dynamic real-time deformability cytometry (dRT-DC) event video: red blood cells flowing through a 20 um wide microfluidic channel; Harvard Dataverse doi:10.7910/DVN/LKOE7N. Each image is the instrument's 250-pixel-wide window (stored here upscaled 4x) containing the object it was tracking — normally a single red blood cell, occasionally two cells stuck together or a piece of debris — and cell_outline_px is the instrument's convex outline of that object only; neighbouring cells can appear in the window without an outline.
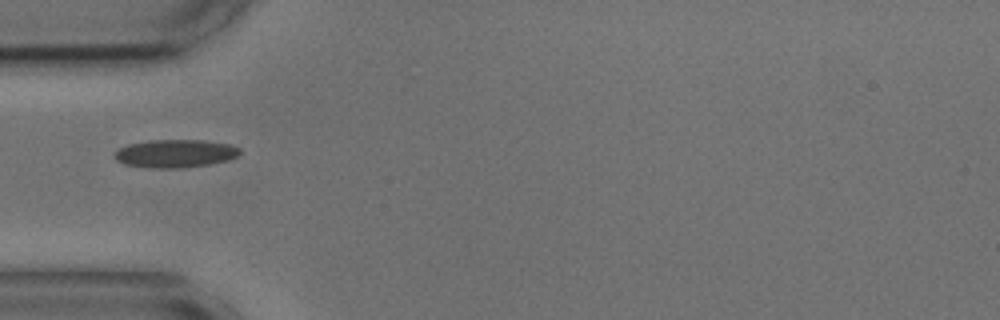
{"species": "common noctule bat (a hibernating species)", "species_latin": "Nyctalus noctula", "temperature_condition": "cold", "stored_images_in_passage": 39, "camera_frame_rate_fps": 3000, "um_per_image_px": 0.085, "animal": {"sex": "male", "body_mass_g": 17.9, "forearm_length_mm": 54.2}, "frame": {"image": 1, "passage_image": 1, "time_ms": 0.0, "image_size_px": [1000, 320], "cell_outline_px": [[240, 152], [236, 156], [228, 160], [208, 164], [176, 168], [152, 168], [124, 164], [116, 160], [112, 156], [112, 152], [116, 148], [128, 144], [148, 140], [204, 140], [232, 144], [240, 148]], "centroid_in_image_um": [14.83, 13.03], "position_along_channel_um": 70.2, "area_um2": 20.69}}
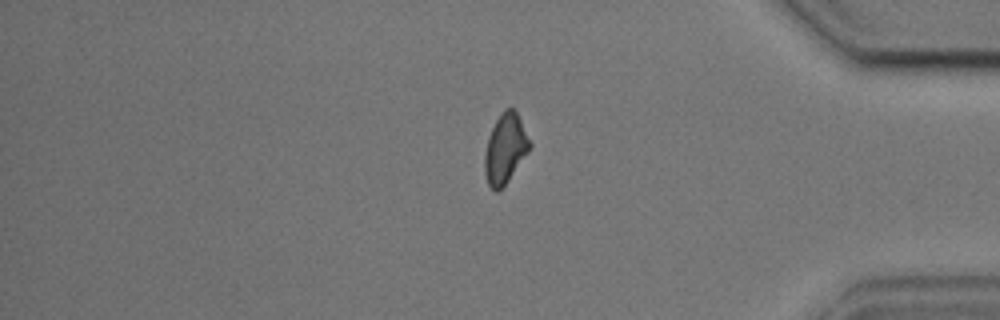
{"frame": {"image": 2, "passage_image": 30, "time_ms": 9.667, "image_size_px": [1000, 320], "cell_outline_px": [[532, 144], [528, 152], [508, 180], [496, 192], [488, 184], [484, 172], [484, 152], [488, 136], [500, 112], [504, 108], [512, 108], [516, 112]], "centroid_in_image_um": [42.92, 12.61], "position_along_channel_um": 392.3, "area_um2": 18.09}}
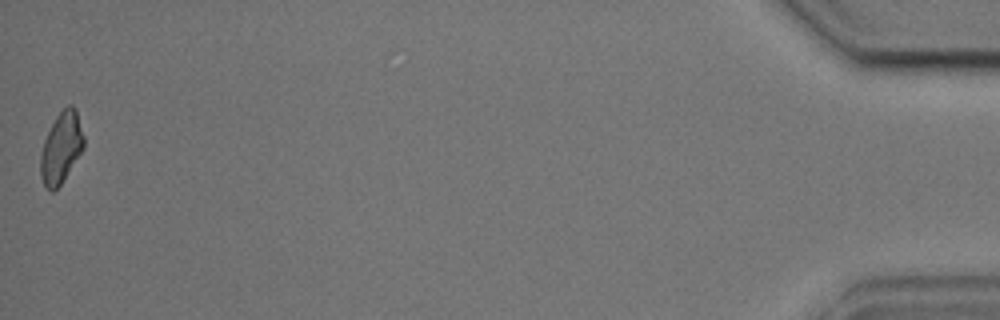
{"frame": {"image": 3, "passage_image": 39, "time_ms": 12.667, "image_size_px": [1000, 320], "cell_outline_px": [[84, 148], [60, 184], [52, 192], [44, 184], [40, 176], [40, 156], [44, 140], [56, 116], [68, 104], [72, 104], [76, 108], [84, 136]], "centroid_in_image_um": [5.21, 12.52], "position_along_channel_um": 430.0, "area_um2": 17.69}, "authors_computed_cell_mechanics": {"area_um2": 18.6694, "velocity_mm_per_s": 3.5999, "shape_relaxation_time_tau1_ms": 7.9497, "shape_relaxation_time_tau2_ms": 1.4941, "deformation_change_tau1": 0.1785, "deformation_change_tau2": 0.0774}}